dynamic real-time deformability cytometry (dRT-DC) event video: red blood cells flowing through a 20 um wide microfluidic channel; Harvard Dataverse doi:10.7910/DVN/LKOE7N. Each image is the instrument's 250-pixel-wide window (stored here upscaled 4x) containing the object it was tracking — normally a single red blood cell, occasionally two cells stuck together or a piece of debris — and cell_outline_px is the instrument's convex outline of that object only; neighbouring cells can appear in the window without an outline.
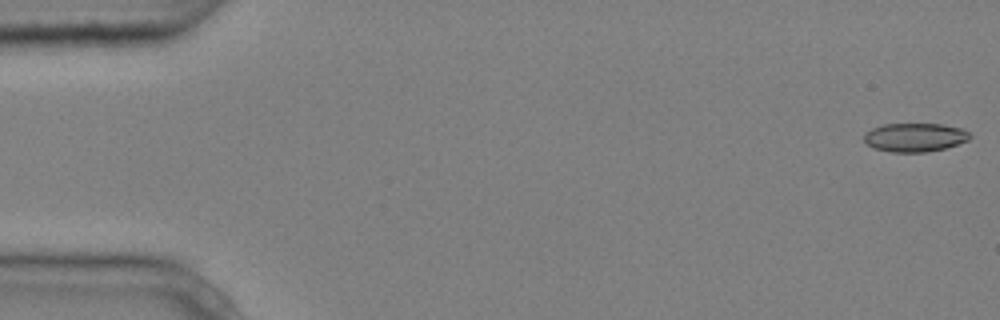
{"species": "common noctule bat (a hibernating species)", "species_latin": "Nyctalus noctula", "temperature_condition": "cold", "stored_images_in_passage": 7, "camera_frame_rate_fps": 3000, "um_per_image_px": 0.085, "animal": {"sex": "male", "body_mass_g": 20.4}, "frame": {"image": 1, "passage_image": 1, "time_ms": 0.0, "image_size_px": [1000, 320], "cell_outline_px": [[972, 136], [968, 140], [944, 148], [924, 152], [892, 152], [872, 148], [864, 140], [864, 132], [872, 128], [884, 124], [944, 124], [964, 128]], "centroid_in_image_um": [77.76, 11.66], "position_along_channel_um": 7.2, "area_um2": 17.74}}
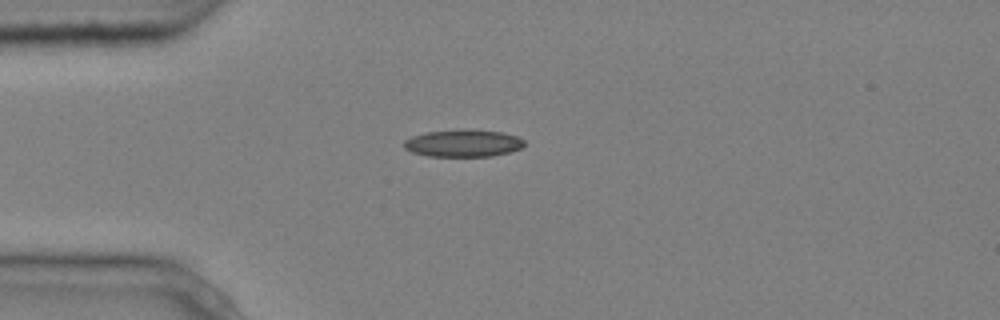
{"frame": {"image": 2, "passage_image": 4, "time_ms": 1.0, "image_size_px": [1000, 320], "cell_outline_px": [[524, 144], [520, 148], [508, 152], [492, 156], [428, 156], [412, 152], [404, 148], [404, 140], [412, 136], [424, 132], [500, 132], [516, 136], [524, 140]], "centroid_in_image_um": [39.33, 12.22], "position_along_channel_um": 45.7, "area_um2": 18.09}}
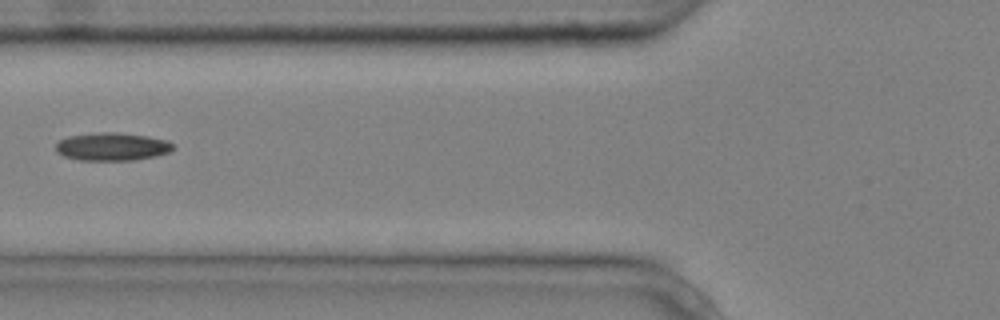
{"frame": {"image": 3, "passage_image": 6, "time_ms": 1.667, "image_size_px": [1000, 320], "cell_outline_px": [[176, 148], [172, 152], [156, 156], [132, 160], [80, 160], [64, 156], [56, 152], [56, 144], [60, 140], [68, 136], [100, 132], [116, 132], [148, 136], [168, 140]], "centroid_in_image_um": [9.57, 12.46], "position_along_channel_um": 116.2, "area_um2": 19.25}}